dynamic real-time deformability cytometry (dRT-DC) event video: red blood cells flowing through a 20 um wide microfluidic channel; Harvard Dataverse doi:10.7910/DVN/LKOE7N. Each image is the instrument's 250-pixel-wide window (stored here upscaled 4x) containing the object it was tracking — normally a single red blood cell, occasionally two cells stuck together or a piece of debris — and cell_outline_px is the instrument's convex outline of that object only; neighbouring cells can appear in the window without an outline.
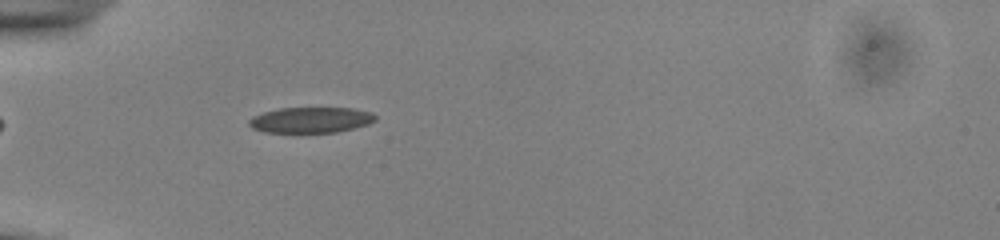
{"species": "common noctule bat (a hibernating species)", "species_latin": "Nyctalus noctula", "temperature_condition": "cold", "stored_images_in_passage": 35, "camera_frame_rate_fps": 3000, "um_per_image_px": 0.085, "animal": {"sex": "male", "body_mass_g": 13.0, "forearm_length_mm": 53.1}, "frame": {"image": 1, "passage_image": 1, "time_ms": 0.0, "image_size_px": [1000, 240], "cell_outline_px": [[376, 120], [368, 124], [336, 132], [264, 132], [252, 128], [248, 124], [248, 120], [252, 116], [264, 112], [280, 108], [352, 108], [372, 112], [376, 116]], "centroid_in_image_um": [26.4, 10.19], "position_along_channel_um": 58.6, "area_um2": 18.84}}
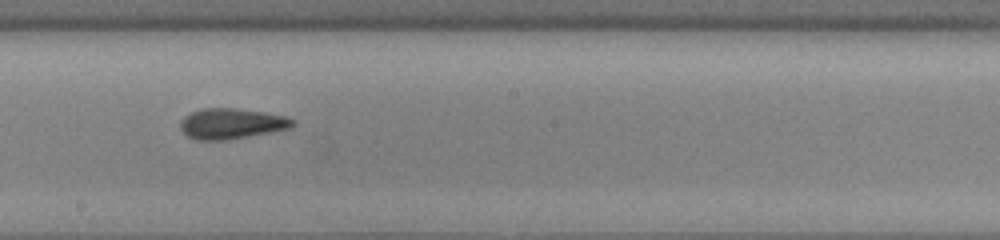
{"frame": {"image": 2, "passage_image": 15, "time_ms": 4.667, "image_size_px": [1000, 240], "cell_outline_px": [[296, 124], [292, 128], [248, 136], [224, 140], [196, 140], [188, 136], [180, 128], [180, 120], [184, 116], [200, 108], [236, 108], [264, 112], [284, 116], [296, 120]], "centroid_in_image_um": [19.68, 10.5], "position_along_channel_um": 228.5, "area_um2": 20.06}}
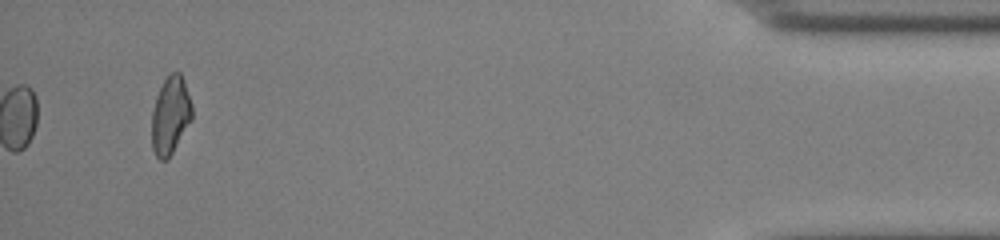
{"frame": {"image": 3, "passage_image": 35, "time_ms": 11.333, "image_size_px": [1000, 240], "cell_outline_px": [[192, 120], [168, 160], [160, 160], [156, 156], [152, 148], [152, 112], [156, 96], [164, 80], [172, 72], [180, 72], [184, 80], [192, 104]], "centroid_in_image_um": [14.49, 9.83], "position_along_channel_um": 420.7, "area_um2": 18.32}, "authors_computed_cell_mechanics": {"area_um2": 19.1896, "velocity_mm_per_s": 3.8667, "shape_relaxation_time_tau1_ms": 3.249, "shape_relaxation_time_tau2_ms": 1.3527, "deformation_change_tau1": 0.1128, "deformation_change_tau2": 0.0935}}